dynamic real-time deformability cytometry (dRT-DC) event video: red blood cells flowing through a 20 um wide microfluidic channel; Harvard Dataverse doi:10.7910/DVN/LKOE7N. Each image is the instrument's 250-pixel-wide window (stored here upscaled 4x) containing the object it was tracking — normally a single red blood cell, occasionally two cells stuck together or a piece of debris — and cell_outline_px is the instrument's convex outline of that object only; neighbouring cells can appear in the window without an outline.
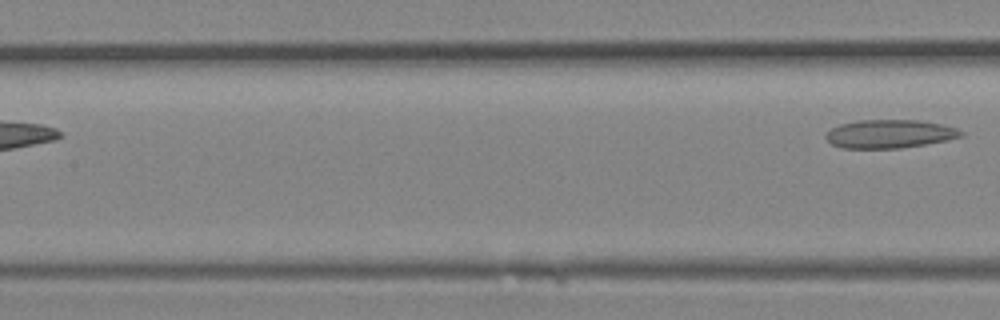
{"species": "Egyptian fruit bat (a non-hibernating species)", "species_latin": "Rousettus aegyptiacus", "temperature_condition": "room temperature", "stored_images_in_passage": 11, "segment_of_instrument_passage": [2, 2], "camera_frame_rate_fps": 3000, "um_per_image_px": 0.085, "animal": {"sex": "female"}, "frame": {"image": 1, "passage_image": 11, "time_ms": 3.333, "image_size_px": [1000, 320], "cell_outline_px": [[964, 136], [924, 144], [900, 148], [840, 148], [832, 144], [824, 136], [832, 128], [840, 124], [856, 120], [920, 120], [940, 124], [956, 128], [964, 132]], "centroid_in_image_um": [75.6, 11.37], "position_along_channel_um": 131.8, "area_um2": 22.25}}